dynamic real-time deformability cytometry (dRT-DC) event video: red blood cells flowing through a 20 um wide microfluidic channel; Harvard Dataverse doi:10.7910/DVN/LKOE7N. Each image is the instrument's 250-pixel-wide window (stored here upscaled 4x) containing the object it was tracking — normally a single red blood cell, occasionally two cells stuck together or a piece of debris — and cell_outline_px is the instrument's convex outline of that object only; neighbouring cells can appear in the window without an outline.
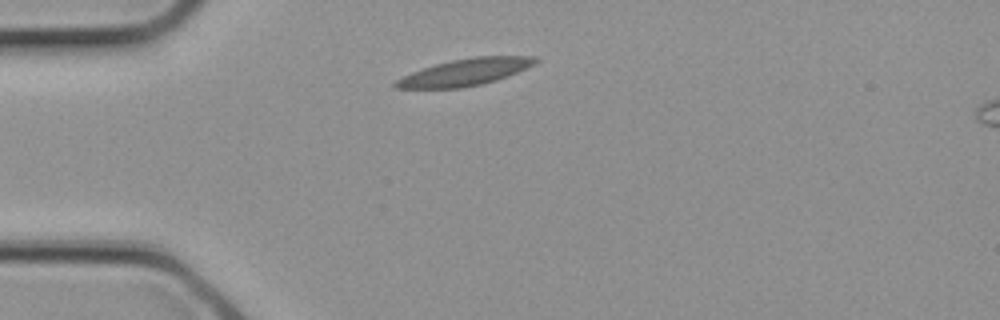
{"species": "common noctule bat (a hibernating species)", "species_latin": "Nyctalus noctula", "temperature_condition": "cold", "stored_images_in_passage": 2, "camera_frame_rate_fps": 3000, "um_per_image_px": 0.085, "animal": {"sex": "female", "body_mass_g": 21.9}, "frame": {"image": 1, "passage_image": 1, "time_ms": 0.0, "image_size_px": [1000, 320], "cell_outline_px": [[540, 60], [536, 64], [508, 76], [496, 80], [480, 84], [460, 88], [396, 88], [392, 84], [396, 80], [412, 72], [436, 64], [452, 60], [476, 56], [536, 56]], "centroid_in_image_um": [39.58, 6.12], "position_along_channel_um": 45.4, "area_um2": 21.68}}